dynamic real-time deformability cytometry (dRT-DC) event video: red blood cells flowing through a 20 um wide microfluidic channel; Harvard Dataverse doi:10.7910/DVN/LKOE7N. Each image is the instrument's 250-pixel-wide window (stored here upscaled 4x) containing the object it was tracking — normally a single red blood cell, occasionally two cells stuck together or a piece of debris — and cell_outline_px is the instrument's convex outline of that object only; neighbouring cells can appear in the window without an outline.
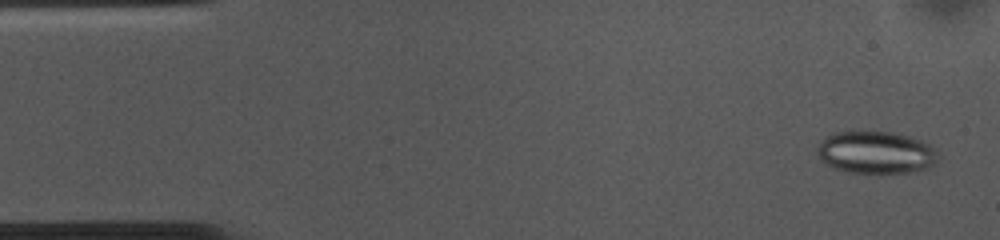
{"species": "common noctule bat (a hibernating species)", "species_latin": "Nyctalus noctula", "temperature_condition": "cold", "stored_images_in_passage": 53, "camera_frame_rate_fps": 3000, "um_per_image_px": 0.085, "animal": {"sex": "female", "body_mass_g": 10.0, "forearm_length_mm": 53.1}, "frame": {"image": 1, "passage_image": 2, "time_ms": 0.333, "image_size_px": [1000, 240], "cell_outline_px": [[940, 156], [932, 164], [924, 168], [912, 172], [876, 176], [848, 172], [832, 168], [820, 160], [816, 152], [816, 148], [820, 140], [832, 132], [852, 128], [864, 128], [892, 132], [908, 136], [928, 144], [936, 148]], "centroid_in_image_um": [74.36, 12.94], "position_along_channel_um": 10.6, "area_um2": 31.73}}
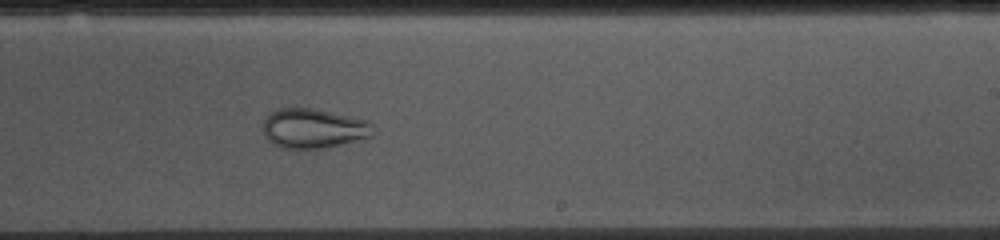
{"frame": {"image": 2, "passage_image": 31, "time_ms": 10.0, "image_size_px": [1000, 240], "cell_outline_px": [[372, 136], [328, 148], [284, 148], [272, 144], [264, 136], [260, 128], [268, 112], [276, 108], [312, 108], [348, 116], [364, 120], [372, 124]], "centroid_in_image_um": [26.55, 10.92], "position_along_channel_um": 262.4, "area_um2": 25.55}}
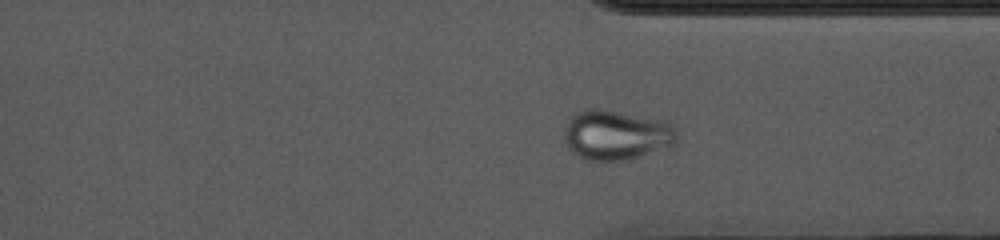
{"frame": {"image": 3, "passage_image": 39, "time_ms": 12.667, "image_size_px": [1000, 240], "cell_outline_px": [[676, 136], [672, 144], [624, 160], [588, 160], [572, 152], [564, 140], [564, 124], [576, 112], [588, 108], [596, 108], [616, 112], [672, 124], [676, 132]], "centroid_in_image_um": [52.25, 11.47], "position_along_channel_um": 359.1, "area_um2": 31.5}}